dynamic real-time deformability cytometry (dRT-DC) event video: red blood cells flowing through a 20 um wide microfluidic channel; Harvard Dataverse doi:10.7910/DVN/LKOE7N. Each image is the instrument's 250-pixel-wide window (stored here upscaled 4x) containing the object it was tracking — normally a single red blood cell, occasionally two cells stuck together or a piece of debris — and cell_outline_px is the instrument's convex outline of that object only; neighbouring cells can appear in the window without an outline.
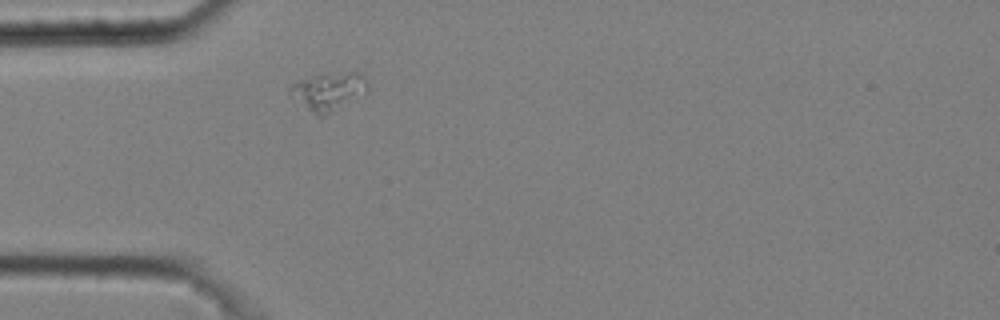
{"species": "common noctule bat (a hibernating species)", "species_latin": "Nyctalus noctula", "temperature_condition": "cold", "stored_images_in_passage": 1, "camera_frame_rate_fps": 3000, "um_per_image_px": 0.085, "animal": {"sex": "male", "body_mass_g": 20.4}, "frame": {"image": 1, "passage_image": 1, "time_ms": 0.0, "image_size_px": [1000, 320], "cell_outline_px": [[368, 92], [332, 112], [324, 116], [316, 116], [288, 92], [288, 88], [292, 84], [300, 80], [316, 76], [348, 72], [356, 72], [364, 76], [368, 80]], "centroid_in_image_um": [27.97, 7.78], "position_along_channel_um": 57.0, "area_um2": 16.82}}